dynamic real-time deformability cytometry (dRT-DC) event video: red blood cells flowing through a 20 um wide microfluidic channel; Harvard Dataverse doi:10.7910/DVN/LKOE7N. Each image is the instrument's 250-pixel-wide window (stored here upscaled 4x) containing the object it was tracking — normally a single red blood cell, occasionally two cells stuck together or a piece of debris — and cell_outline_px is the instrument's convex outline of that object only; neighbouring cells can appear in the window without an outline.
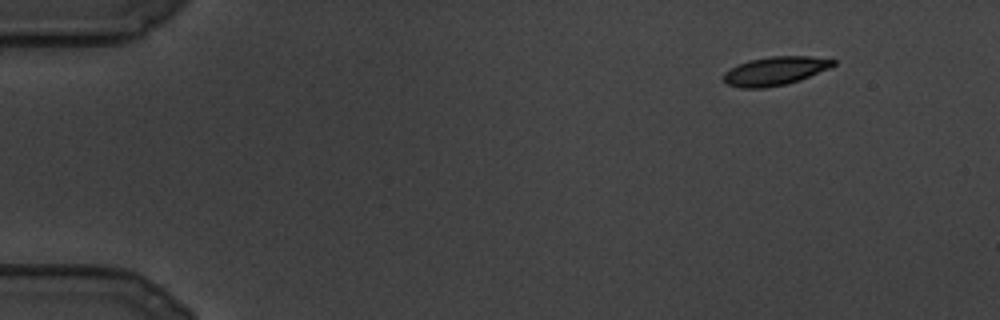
{"species": "common noctule bat (a hibernating species)", "species_latin": "Nyctalus noctula", "temperature_condition": "cold", "stored_images_in_passage": 99, "camera_frame_rate_fps": 3000, "um_per_image_px": 0.085, "animal": {"sex": "male", "body_mass_g": 19.5, "forearm_length_mm": 54.6}, "frame": {"image": 1, "passage_image": 1, "time_ms": 0.0, "image_size_px": [1000, 320], "cell_outline_px": [[836, 64], [832, 68], [800, 80], [784, 84], [764, 88], [740, 88], [728, 84], [724, 80], [724, 72], [748, 60], [772, 56], [808, 56], [836, 60]], "centroid_in_image_um": [65.93, 6.03], "position_along_channel_um": 19.1, "area_um2": 18.21}}
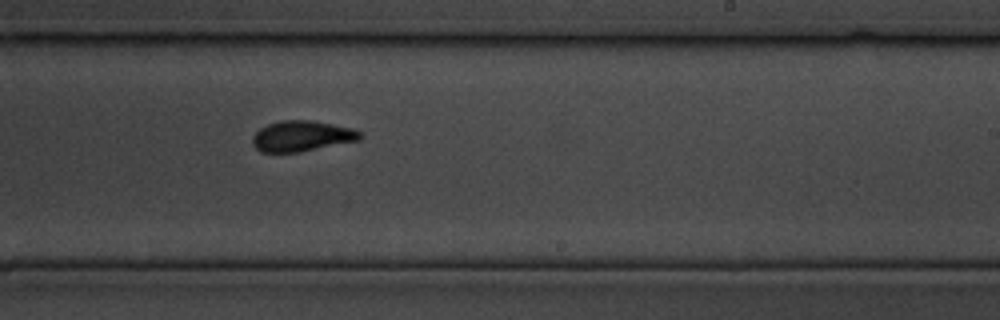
{"frame": {"image": 2, "passage_image": 57, "time_ms": 18.667, "image_size_px": [1000, 320], "cell_outline_px": [[364, 136], [360, 140], [300, 152], [260, 152], [252, 144], [252, 136], [260, 128], [268, 124], [280, 120], [308, 120], [332, 124], [352, 128], [364, 132]], "centroid_in_image_um": [25.68, 11.57], "position_along_channel_um": 263.3, "area_um2": 19.36}}
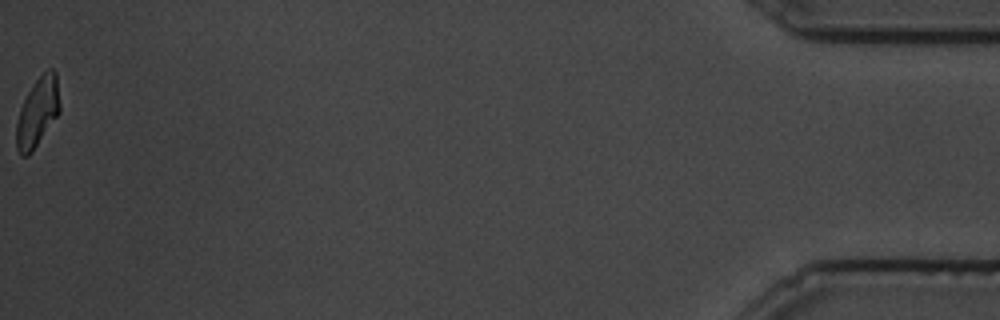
{"frame": {"image": 3, "passage_image": 99, "time_ms": 32.667, "image_size_px": [1000, 320], "cell_outline_px": [[60, 112], [32, 152], [28, 156], [20, 156], [16, 148], [16, 124], [20, 108], [32, 84], [48, 68], [52, 68], [56, 72], [60, 104]], "centroid_in_image_um": [3.19, 9.55], "position_along_channel_um": 432.0, "area_um2": 17.57}}